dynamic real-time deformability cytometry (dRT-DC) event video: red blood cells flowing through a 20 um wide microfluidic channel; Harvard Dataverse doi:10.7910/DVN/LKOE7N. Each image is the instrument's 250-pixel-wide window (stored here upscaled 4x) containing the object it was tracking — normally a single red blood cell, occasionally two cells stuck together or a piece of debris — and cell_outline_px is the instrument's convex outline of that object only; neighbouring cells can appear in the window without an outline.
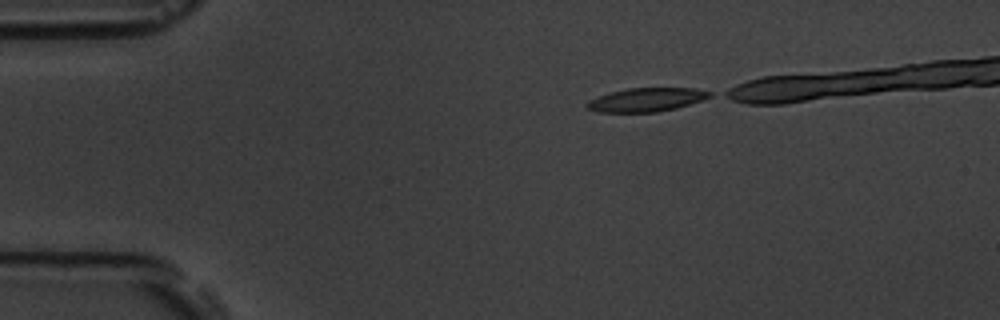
{"species": "common noctule bat (a hibernating species)", "species_latin": "Nyctalus noctula", "temperature_condition": "room temperature", "stored_images_in_passage": 15, "camera_frame_rate_fps": 3000, "um_per_image_px": 0.085, "animal": {"sex": "male", "body_mass_g": 19.5, "forearm_length_mm": 54.6}, "frame": {"image": 1, "passage_image": 1, "time_ms": 0.0, "image_size_px": [1000, 320], "cell_outline_px": [[712, 96], [676, 108], [656, 112], [600, 112], [588, 108], [584, 104], [588, 100], [612, 92], [628, 88], [696, 88], [712, 92]], "centroid_in_image_um": [54.94, 8.47], "position_along_channel_um": 30.1, "area_um2": 16.7}}
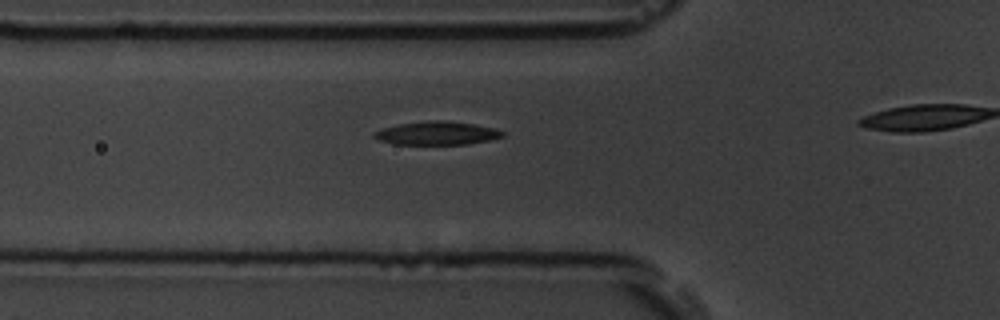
{"frame": {"image": 2, "passage_image": 10, "time_ms": 3.0, "image_size_px": [1000, 320], "cell_outline_px": [[504, 136], [488, 140], [468, 144], [392, 144], [380, 140], [372, 136], [372, 132], [380, 128], [400, 124], [432, 120], [444, 120], [472, 124], [496, 128], [504, 132]], "centroid_in_image_um": [37.1, 11.32], "position_along_channel_um": 88.7, "area_um2": 17.46}}
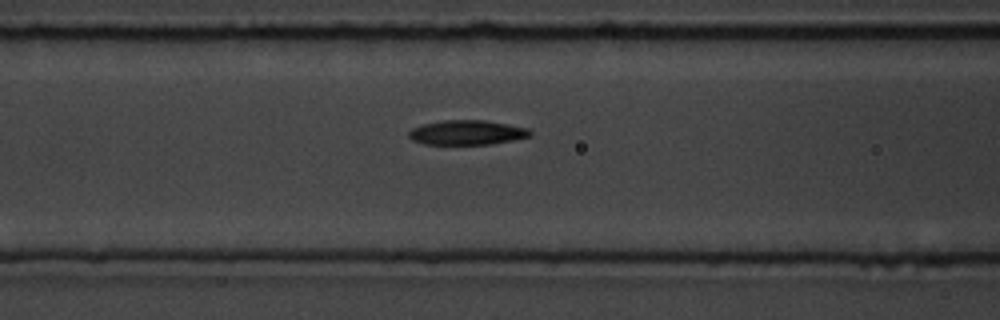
{"frame": {"image": 3, "passage_image": 13, "time_ms": 4.0, "image_size_px": [1000, 320], "cell_outline_px": [[532, 136], [512, 140], [488, 144], [424, 144], [412, 140], [408, 136], [408, 132], [412, 128], [424, 124], [444, 120], [484, 120], [528, 128], [532, 132]], "centroid_in_image_um": [39.68, 11.26], "position_along_channel_um": 126.9, "area_um2": 17.28}}